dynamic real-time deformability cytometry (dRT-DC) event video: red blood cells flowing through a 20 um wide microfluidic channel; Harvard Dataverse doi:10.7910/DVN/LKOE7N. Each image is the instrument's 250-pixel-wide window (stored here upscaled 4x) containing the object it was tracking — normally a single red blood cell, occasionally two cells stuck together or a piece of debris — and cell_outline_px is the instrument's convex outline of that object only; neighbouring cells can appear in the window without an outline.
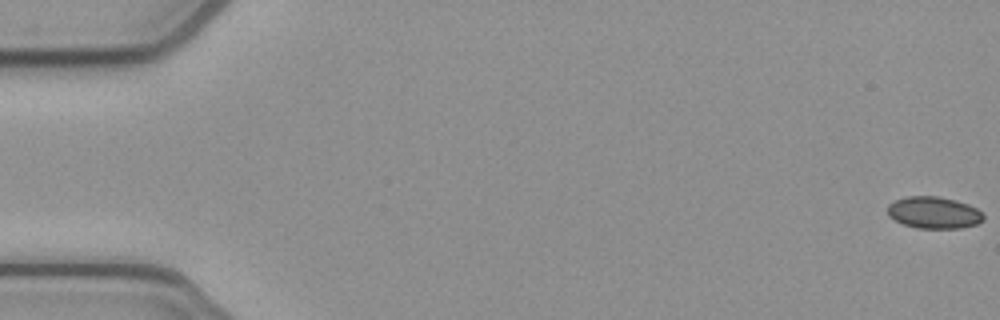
{"species": "common noctule bat (a hibernating species)", "species_latin": "Nyctalus noctula", "temperature_condition": "cold", "stored_images_in_passage": 54, "camera_frame_rate_fps": 3000, "um_per_image_px": 0.085, "animal": {"sex": "female", "body_mass_g": 21.9}, "frame": {"image": 1, "passage_image": 1, "time_ms": 0.0, "image_size_px": [1000, 320], "cell_outline_px": [[984, 220], [976, 224], [960, 228], [916, 228], [904, 224], [888, 216], [888, 204], [904, 196], [936, 196], [956, 200], [968, 204], [976, 208], [984, 216]], "centroid_in_image_um": [79.37, 18.07], "position_along_channel_um": 5.6, "area_um2": 17.74}}
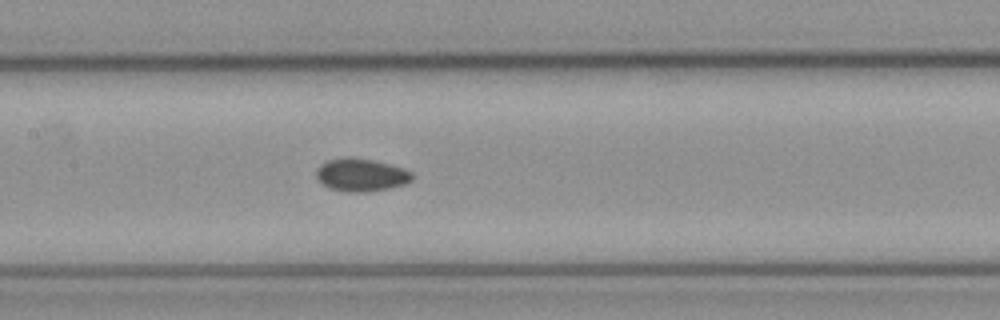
{"frame": {"image": 2, "passage_image": 26, "time_ms": 8.333, "image_size_px": [1000, 320], "cell_outline_px": [[416, 176], [412, 180], [404, 184], [388, 188], [368, 192], [344, 192], [328, 188], [320, 184], [316, 176], [316, 168], [320, 164], [328, 160], [348, 156], [352, 156], [372, 160], [404, 168], [412, 172]], "centroid_in_image_um": [30.67, 14.87], "position_along_channel_um": 176.7, "area_um2": 18.73}}
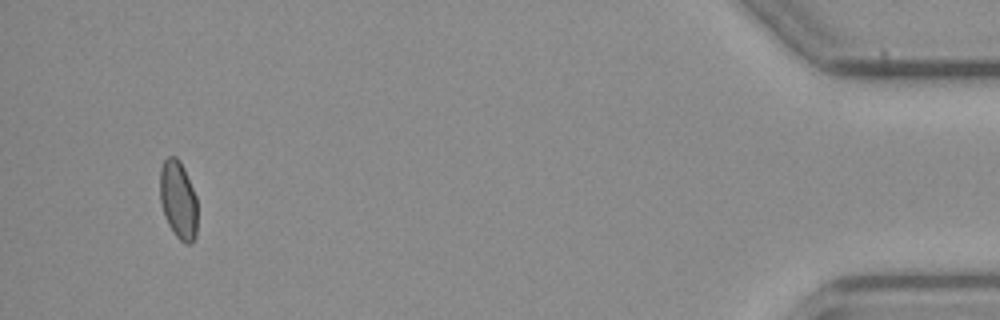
{"frame": {"image": 3, "passage_image": 51, "time_ms": 16.667, "image_size_px": [1000, 320], "cell_outline_px": [[196, 236], [192, 244], [184, 244], [176, 236], [168, 224], [164, 216], [160, 204], [160, 168], [164, 160], [168, 156], [176, 156], [180, 160], [184, 168], [196, 196]], "centroid_in_image_um": [15.14, 16.99], "position_along_channel_um": 420.1, "area_um2": 17.22}, "authors_computed_cell_mechanics": {"area_um2": 17.8891, "velocity_mm_per_s": 3.8846, "shape_relaxation_time_tau1_ms": null, "shape_relaxation_time_tau2_ms": 1.7232, "deformation_change_tau1": null, "deformation_change_tau2": 0.0387}}